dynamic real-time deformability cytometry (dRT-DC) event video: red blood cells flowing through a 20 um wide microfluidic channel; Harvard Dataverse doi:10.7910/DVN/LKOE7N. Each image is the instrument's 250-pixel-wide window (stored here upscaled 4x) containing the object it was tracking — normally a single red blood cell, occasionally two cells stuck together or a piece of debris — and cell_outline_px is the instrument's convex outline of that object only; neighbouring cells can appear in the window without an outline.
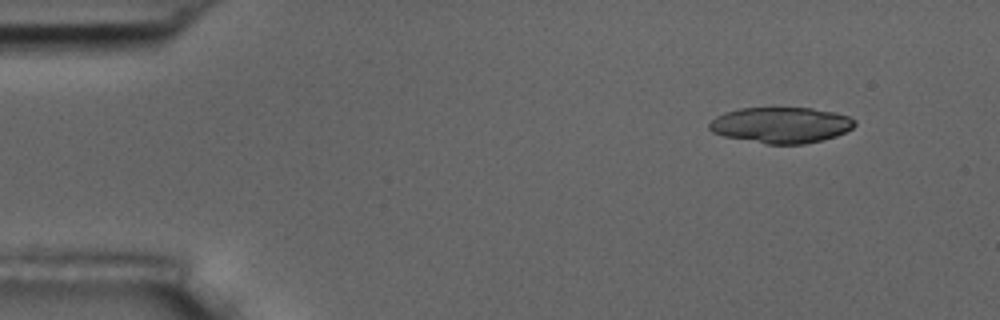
{"species": "common noctule bat (a hibernating species)", "species_latin": "Nyctalus noctula", "temperature_condition": "room temperature", "stored_images_in_passage": 5, "camera_frame_rate_fps": 3000, "um_per_image_px": 0.085, "animal": {"sex": "male", "body_mass_g": 17.5, "forearm_length_mm": 52.3}, "frame": {"image": 1, "passage_image": 2, "time_ms": 1.333, "image_size_px": [1000, 320], "cell_outline_px": [[856, 124], [852, 128], [836, 136], [804, 144], [768, 144], [724, 136], [712, 132], [708, 128], [708, 124], [716, 116], [724, 112], [740, 108], [812, 108], [836, 112], [848, 116], [856, 120]], "centroid_in_image_um": [66.39, 10.62], "position_along_channel_um": 18.6, "area_um2": 30.4}}